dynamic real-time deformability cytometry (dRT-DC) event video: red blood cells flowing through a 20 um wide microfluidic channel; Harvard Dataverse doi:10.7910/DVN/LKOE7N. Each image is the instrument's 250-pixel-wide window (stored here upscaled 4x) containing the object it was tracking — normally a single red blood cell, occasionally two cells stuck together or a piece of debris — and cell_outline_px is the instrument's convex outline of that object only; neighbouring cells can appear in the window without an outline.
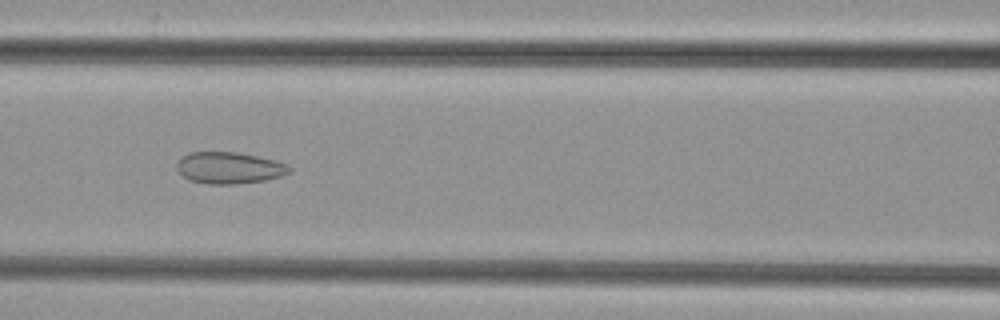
{"species": "common noctule bat (a hibernating species)", "species_latin": "Nyctalus noctula", "temperature_condition": "cold", "stored_images_in_passage": 51, "camera_frame_rate_fps": 3000, "um_per_image_px": 0.085, "animal": {"sex": "female", "body_mass_g": 29.2, "forearm_length_mm": 56.3}, "frame": {"image": 1, "passage_image": 22, "time_ms": 7.0, "image_size_px": [1000, 320], "cell_outline_px": [[292, 172], [280, 176], [264, 180], [232, 184], [208, 184], [188, 180], [176, 168], [176, 164], [188, 152], [236, 152], [276, 160], [292, 168]], "centroid_in_image_um": [19.48, 14.27], "position_along_channel_um": 147.1, "area_um2": 20.58}}
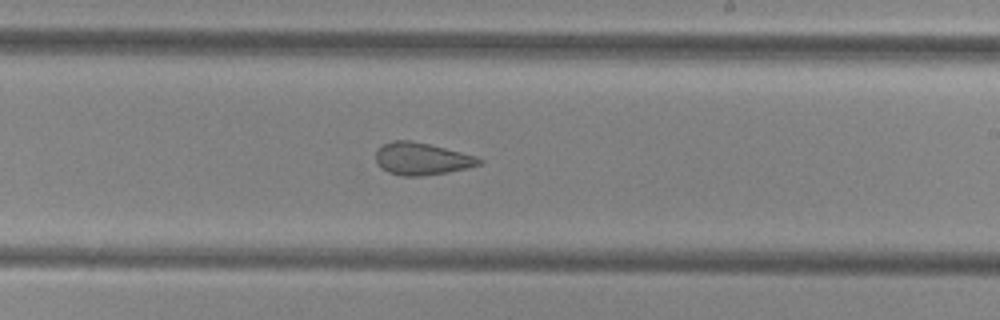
{"frame": {"image": 2, "passage_image": 30, "time_ms": 9.667, "image_size_px": [1000, 320], "cell_outline_px": [[484, 160], [480, 164], [468, 168], [448, 172], [420, 176], [400, 176], [388, 172], [380, 168], [376, 164], [376, 152], [384, 144], [392, 140], [412, 140], [476, 156]], "centroid_in_image_um": [35.83, 13.51], "position_along_channel_um": 253.2, "area_um2": 19.42}}
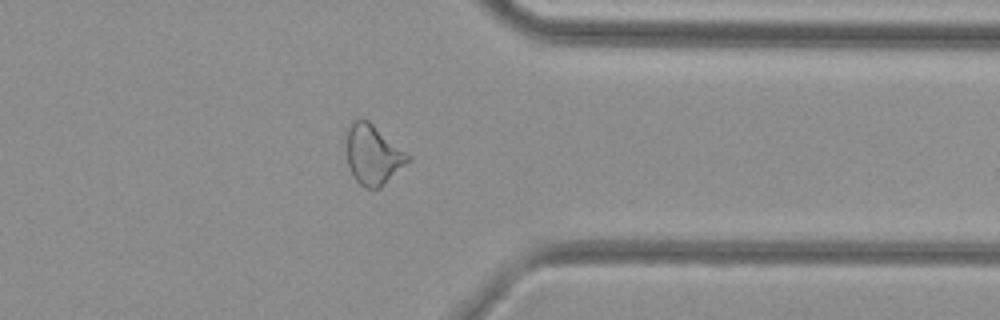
{"frame": {"image": 3, "passage_image": 40, "time_ms": 13.0, "image_size_px": [1000, 320], "cell_outline_px": [[408, 160], [380, 188], [364, 188], [352, 176], [348, 164], [344, 132], [352, 120], [356, 116], [364, 116], [404, 152], [408, 156]], "centroid_in_image_um": [31.58, 13.08], "position_along_channel_um": 379.8, "area_um2": 21.33}}